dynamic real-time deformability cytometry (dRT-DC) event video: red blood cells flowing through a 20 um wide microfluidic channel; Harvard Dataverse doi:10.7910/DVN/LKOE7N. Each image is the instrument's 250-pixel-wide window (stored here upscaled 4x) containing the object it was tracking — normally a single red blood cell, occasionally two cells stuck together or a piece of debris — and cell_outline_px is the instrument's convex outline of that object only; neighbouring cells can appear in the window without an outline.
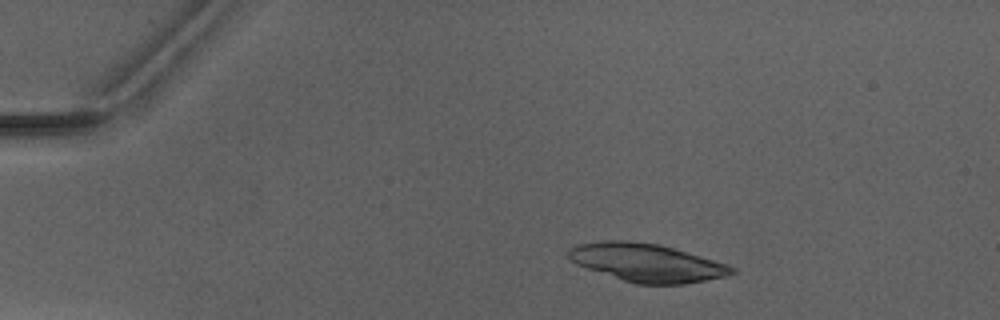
{"species": "Egyptian fruit bat (a non-hibernating species)", "species_latin": "Rousettus aegyptiacus", "temperature_condition": "warm", "stored_images_in_passage": 3, "camera_frame_rate_fps": 3000, "um_per_image_px": 0.085, "animal": {"sex": "male"}, "frame": {"image": 1, "passage_image": 2, "time_ms": 1.333, "image_size_px": [1000, 320], "cell_outline_px": [[736, 272], [724, 276], [684, 284], [636, 284], [576, 264], [568, 256], [568, 248], [576, 244], [604, 240], [628, 240], [660, 244], [728, 264], [736, 268]], "centroid_in_image_um": [54.97, 22.31], "position_along_channel_um": 30.0, "area_um2": 36.07}}